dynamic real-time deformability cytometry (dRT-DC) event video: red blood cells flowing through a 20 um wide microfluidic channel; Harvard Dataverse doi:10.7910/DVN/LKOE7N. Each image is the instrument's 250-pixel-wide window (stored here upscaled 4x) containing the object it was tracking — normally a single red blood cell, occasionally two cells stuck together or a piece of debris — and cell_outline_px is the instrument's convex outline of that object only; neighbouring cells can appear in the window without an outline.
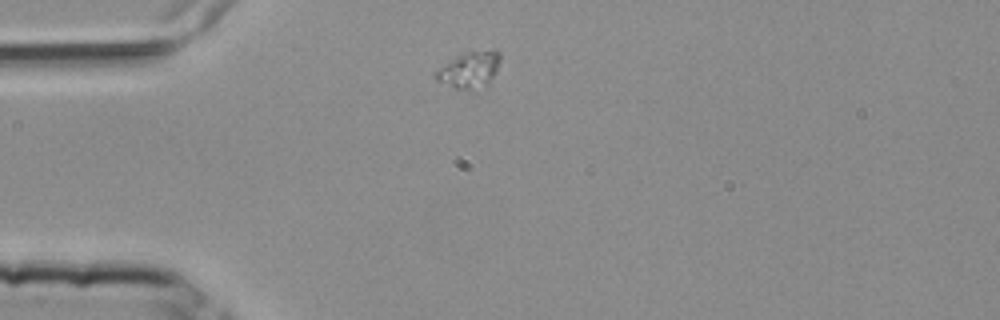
{"species": "common noctule bat (a hibernating species)", "species_latin": "Nyctalus noctula", "temperature_condition": "room temperature", "stored_images_in_passage": 3, "camera_frame_rate_fps": 3000, "um_per_image_px": 0.085, "animal": {"sex": "female", "body_mass_g": 25.1}, "frame": {"image": 1, "passage_image": 1, "time_ms": 0.0, "image_size_px": [1000, 320], "cell_outline_px": [[500, 60], [496, 72], [488, 84], [468, 88], [456, 88], [436, 80], [432, 76], [432, 72], [456, 56], [468, 52], [500, 52]], "centroid_in_image_um": [39.84, 5.93], "position_along_channel_um": 45.2, "area_um2": 13.06}}